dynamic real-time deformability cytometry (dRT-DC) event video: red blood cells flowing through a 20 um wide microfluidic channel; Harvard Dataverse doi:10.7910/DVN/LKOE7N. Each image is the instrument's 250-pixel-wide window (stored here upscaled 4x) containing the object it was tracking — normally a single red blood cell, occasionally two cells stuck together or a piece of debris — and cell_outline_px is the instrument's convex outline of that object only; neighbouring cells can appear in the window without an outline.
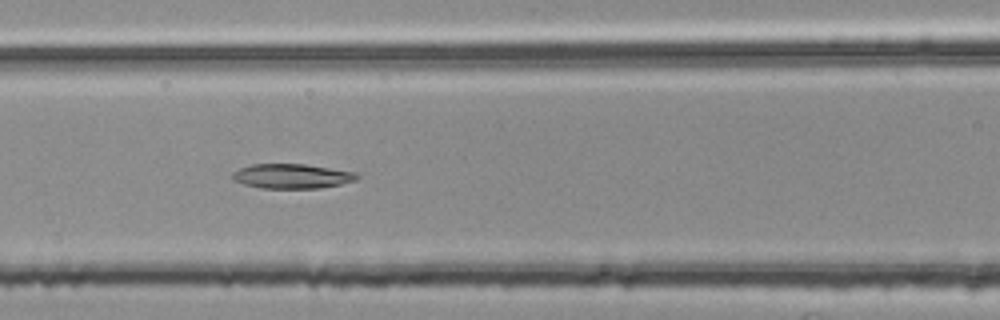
{"species": "common noctule bat (a hibernating species)", "species_latin": "Nyctalus noctula", "temperature_condition": "room temperature", "stored_images_in_passage": 27, "camera_frame_rate_fps": 3000, "um_per_image_px": 0.085, "animal": {"sex": "female", "body_mass_g": 25.1}, "frame": {"image": 1, "passage_image": 23, "time_ms": 7.333, "image_size_px": [1000, 320], "cell_outline_px": [[360, 176], [356, 180], [340, 184], [320, 188], [264, 188], [244, 184], [232, 180], [232, 172], [240, 168], [252, 164], [304, 164], [352, 172]], "centroid_in_image_um": [24.76, 14.97], "position_along_channel_um": 141.8, "area_um2": 17.63}}
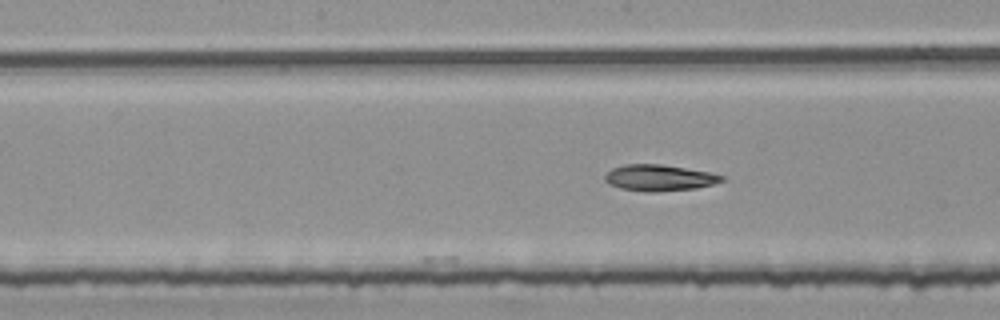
{"frame": {"image": 2, "passage_image": 27, "time_ms": 8.667, "image_size_px": [1000, 320], "cell_outline_px": [[724, 180], [712, 184], [696, 188], [656, 192], [648, 192], [620, 188], [608, 184], [604, 180], [604, 176], [612, 168], [624, 164], [660, 164], [708, 172], [724, 176]], "centroid_in_image_um": [55.99, 15.11], "position_along_channel_um": 192.2, "area_um2": 17.74}}